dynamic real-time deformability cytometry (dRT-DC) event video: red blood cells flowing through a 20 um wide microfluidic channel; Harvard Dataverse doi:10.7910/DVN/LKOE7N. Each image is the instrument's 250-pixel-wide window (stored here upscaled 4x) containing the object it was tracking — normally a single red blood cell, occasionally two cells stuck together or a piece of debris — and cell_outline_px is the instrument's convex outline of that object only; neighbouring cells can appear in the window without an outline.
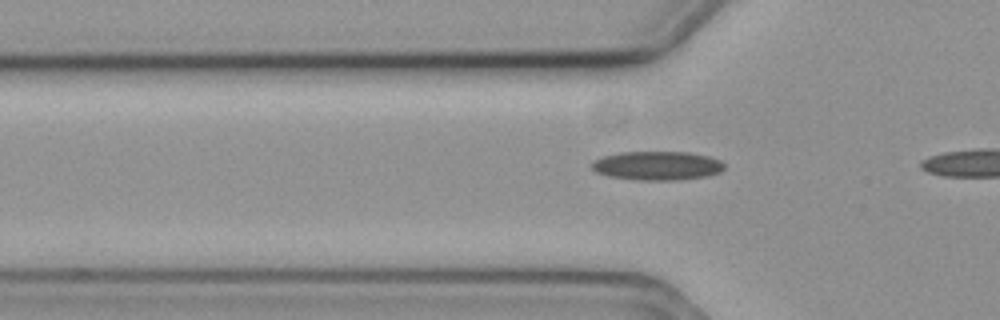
{"species": "common noctule bat (a hibernating species)", "species_latin": "Nyctalus noctula", "temperature_condition": "cold", "stored_images_in_passage": 7, "camera_frame_rate_fps": 3000, "um_per_image_px": 0.085, "animal": {"sex": "female", "body_mass_g": 19.3, "forearm_length_mm": 54.1}, "frame": {"image": 1, "passage_image": 5, "time_ms": 1.333, "image_size_px": [1000, 320], "cell_outline_px": [[724, 168], [720, 172], [704, 176], [672, 180], [640, 180], [608, 176], [596, 172], [592, 168], [592, 160], [604, 156], [620, 152], [688, 152], [708, 156], [720, 160], [724, 164]], "centroid_in_image_um": [55.84, 14.07], "position_along_channel_um": 70.0, "area_um2": 22.14}}